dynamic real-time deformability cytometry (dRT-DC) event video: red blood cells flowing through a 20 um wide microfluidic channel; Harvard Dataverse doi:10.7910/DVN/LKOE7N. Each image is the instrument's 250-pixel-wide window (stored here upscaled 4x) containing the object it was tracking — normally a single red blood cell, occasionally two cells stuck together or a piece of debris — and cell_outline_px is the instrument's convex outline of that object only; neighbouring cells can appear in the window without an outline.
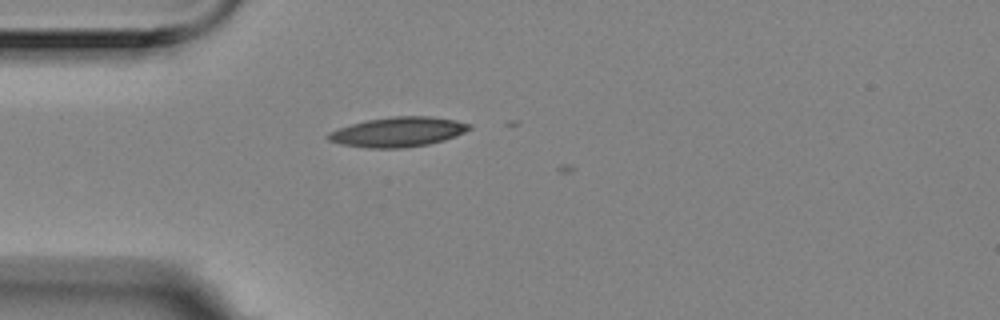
{"species": "Egyptian fruit bat (a non-hibernating species)", "species_latin": "Rousettus aegyptiacus", "temperature_condition": "room temperature", "stored_images_in_passage": 1, "camera_frame_rate_fps": 3000, "um_per_image_px": 0.085, "animal": {"sex": "female"}, "frame": {"image": 1, "passage_image": 1, "time_ms": 0.0, "image_size_px": [1000, 320], "cell_outline_px": [[472, 128], [456, 136], [444, 140], [428, 144], [404, 148], [368, 148], [340, 144], [328, 140], [324, 136], [328, 132], [352, 124], [368, 120], [392, 116], [432, 116], [456, 120], [472, 124]], "centroid_in_image_um": [33.84, 11.21], "position_along_channel_um": 51.2, "area_um2": 24.57}}